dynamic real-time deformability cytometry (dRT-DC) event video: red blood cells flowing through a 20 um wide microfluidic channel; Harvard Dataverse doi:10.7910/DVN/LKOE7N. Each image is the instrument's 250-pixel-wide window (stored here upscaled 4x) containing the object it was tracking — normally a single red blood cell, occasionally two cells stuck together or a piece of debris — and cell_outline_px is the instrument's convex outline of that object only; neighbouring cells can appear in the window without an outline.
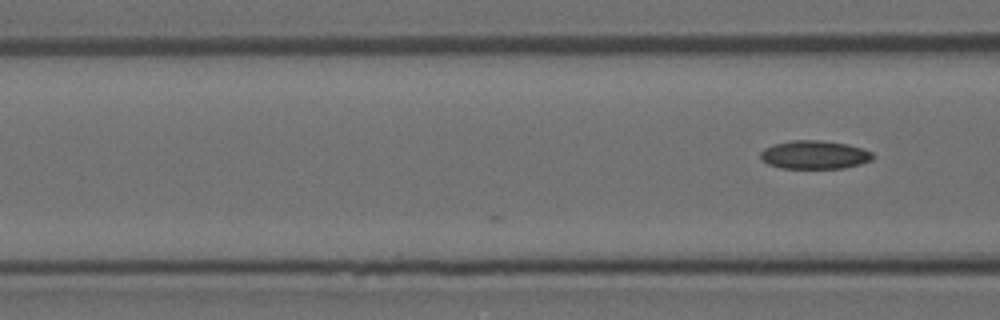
{"species": "Egyptian fruit bat (a non-hibernating species)", "species_latin": "Rousettus aegyptiacus", "temperature_condition": "room temperature", "stored_images_in_passage": 4, "camera_frame_rate_fps": 3000, "um_per_image_px": 0.085, "animal": {"sex": "female"}, "frame": {"image": 1, "passage_image": 4, "time_ms": 1.0, "image_size_px": [1000, 320], "cell_outline_px": [[876, 156], [872, 160], [860, 164], [844, 168], [780, 168], [768, 164], [760, 160], [760, 152], [764, 148], [776, 144], [792, 140], [820, 140], [848, 144], [864, 148], [872, 152]], "centroid_in_image_um": [69.26, 13.16], "position_along_channel_um": 97.3, "area_um2": 18.79}}